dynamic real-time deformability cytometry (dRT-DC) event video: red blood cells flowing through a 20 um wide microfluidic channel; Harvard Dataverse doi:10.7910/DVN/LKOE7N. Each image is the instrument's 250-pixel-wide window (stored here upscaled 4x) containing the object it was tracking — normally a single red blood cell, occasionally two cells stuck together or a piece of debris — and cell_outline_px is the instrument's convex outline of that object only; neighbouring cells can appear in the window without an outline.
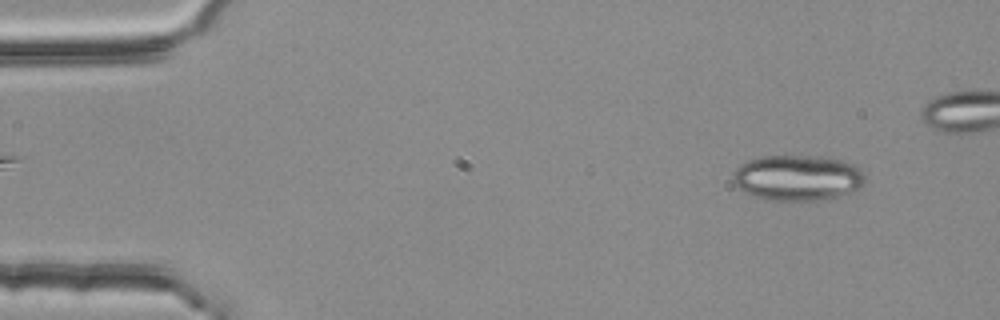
{"species": "common noctule bat (a hibernating species)", "species_latin": "Nyctalus noctula", "temperature_condition": "room temperature", "stored_images_in_passage": 48, "camera_frame_rate_fps": 3000, "um_per_image_px": 0.085, "animal": {"sex": "female", "body_mass_g": 25.1}, "frame": {"image": 1, "passage_image": 5, "time_ms": 1.333, "image_size_px": [1000, 320], "cell_outline_px": [[864, 184], [848, 192], [836, 196], [816, 200], [764, 200], [744, 192], [732, 180], [732, 172], [736, 168], [748, 160], [760, 156], [828, 156], [852, 164], [860, 168], [864, 172]], "centroid_in_image_um": [67.76, 15.09], "position_along_channel_um": 17.2, "area_um2": 35.03}}
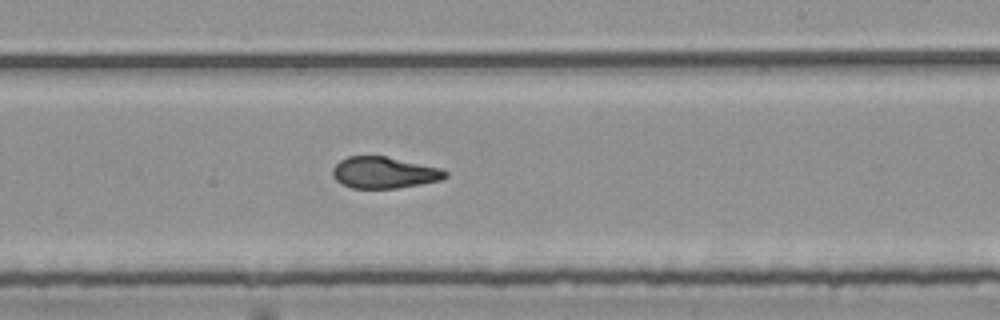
{"frame": {"image": 2, "passage_image": 32, "time_ms": 10.333, "image_size_px": [1000, 320], "cell_outline_px": [[448, 176], [440, 180], [420, 184], [396, 188], [352, 188], [336, 180], [332, 176], [332, 168], [340, 160], [348, 156], [384, 156], [444, 168], [448, 172]], "centroid_in_image_um": [32.67, 14.66], "position_along_channel_um": 256.3, "area_um2": 20.69}}
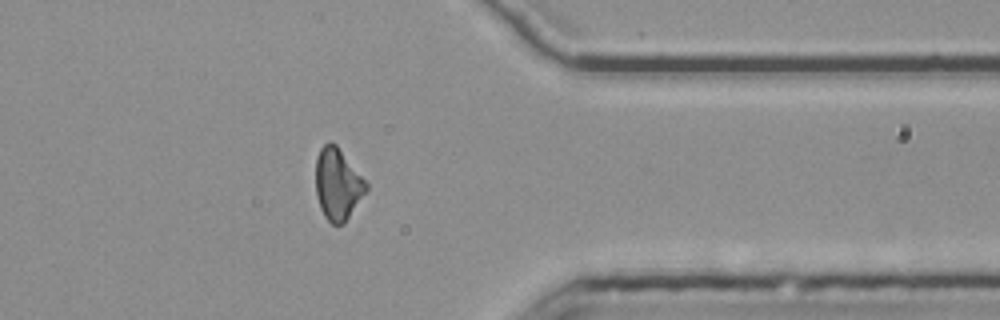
{"frame": {"image": 3, "passage_image": 43, "time_ms": 14.0, "image_size_px": [1000, 320], "cell_outline_px": [[368, 188], [344, 224], [332, 224], [324, 216], [320, 208], [316, 196], [316, 156], [320, 148], [328, 140], [332, 140], [336, 144], [368, 184]], "centroid_in_image_um": [28.68, 15.63], "position_along_channel_um": 382.7, "area_um2": 21.04}}